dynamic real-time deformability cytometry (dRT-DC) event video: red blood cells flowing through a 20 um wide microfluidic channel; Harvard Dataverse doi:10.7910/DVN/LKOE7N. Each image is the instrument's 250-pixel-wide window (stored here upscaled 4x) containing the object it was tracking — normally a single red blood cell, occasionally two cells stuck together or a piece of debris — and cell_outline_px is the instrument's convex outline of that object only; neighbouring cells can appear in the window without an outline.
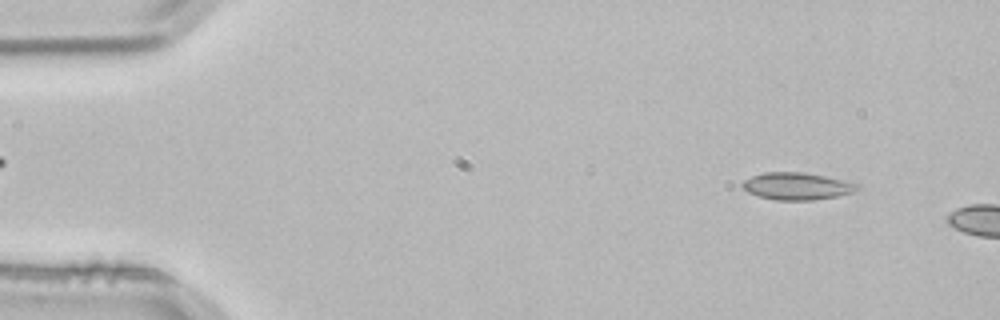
{"species": "common noctule bat (a hibernating species)", "species_latin": "Nyctalus noctula", "temperature_condition": "room temperature", "stored_images_in_passage": 2, "camera_frame_rate_fps": 3000, "um_per_image_px": 0.085, "animal": {"sex": "male", "body_mass_g": 21.5, "forearm_length_mm": 52.0}, "frame": {"image": 1, "passage_image": 1, "time_ms": 0.0, "image_size_px": [1000, 320], "cell_outline_px": [[860, 188], [852, 192], [836, 196], [812, 200], [776, 200], [756, 196], [748, 192], [740, 184], [744, 180], [752, 176], [764, 172], [804, 172], [824, 176], [860, 184]], "centroid_in_image_um": [67.71, 15.82], "position_along_channel_um": 17.3, "area_um2": 18.15}}